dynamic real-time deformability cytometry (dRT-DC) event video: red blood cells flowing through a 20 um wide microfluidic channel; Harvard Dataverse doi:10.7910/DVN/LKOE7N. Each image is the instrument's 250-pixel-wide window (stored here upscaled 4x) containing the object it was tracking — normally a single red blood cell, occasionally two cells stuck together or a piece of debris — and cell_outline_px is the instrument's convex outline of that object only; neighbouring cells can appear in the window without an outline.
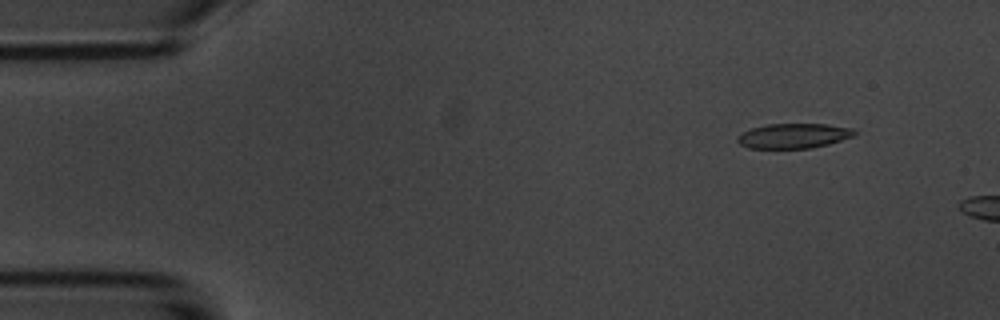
{"species": "common noctule bat (a hibernating species)", "species_latin": "Nyctalus noctula", "temperature_condition": "room temperature", "stored_images_in_passage": 3, "camera_frame_rate_fps": 3000, "um_per_image_px": 0.085, "animal": {"sex": "male", "body_mass_g": 20.1, "forearm_length_mm": 53.5}, "frame": {"image": 1, "passage_image": 1, "time_ms": 0.0, "image_size_px": [1000, 320], "cell_outline_px": [[856, 132], [852, 136], [828, 144], [812, 148], [748, 148], [740, 144], [736, 140], [744, 132], [752, 128], [768, 124], [824, 124], [852, 128]], "centroid_in_image_um": [67.45, 11.55], "position_along_channel_um": 17.6, "area_um2": 16.65}}